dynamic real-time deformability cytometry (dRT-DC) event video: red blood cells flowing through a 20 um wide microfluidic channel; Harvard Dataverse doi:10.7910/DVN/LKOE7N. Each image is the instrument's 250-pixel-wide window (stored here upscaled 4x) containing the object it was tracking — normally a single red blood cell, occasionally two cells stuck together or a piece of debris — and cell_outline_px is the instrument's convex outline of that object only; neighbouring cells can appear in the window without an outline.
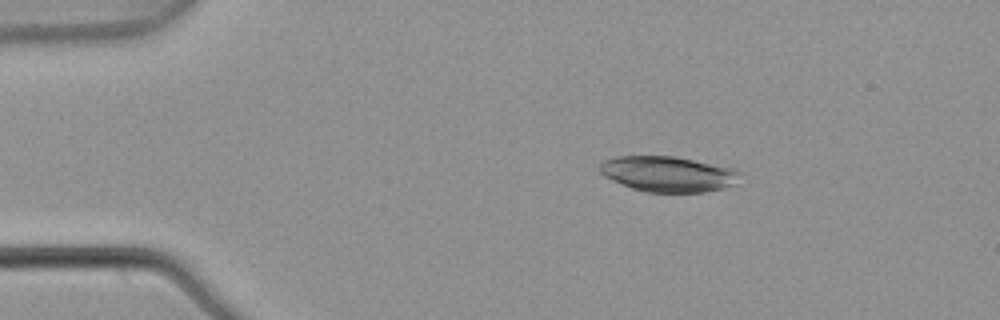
{"species": "common noctule bat (a hibernating species)", "species_latin": "Nyctalus noctula", "temperature_condition": "warm", "stored_images_in_passage": 4, "camera_frame_rate_fps": 3000, "um_per_image_px": 0.085, "animal": {"sex": "male", "body_mass_g": 21.5, "forearm_length_mm": 52.0}, "frame": {"image": 1, "passage_image": 2, "time_ms": 0.333, "image_size_px": [1000, 320], "cell_outline_px": [[740, 172], [736, 184], [724, 188], [704, 192], [644, 192], [632, 188], [604, 176], [600, 172], [600, 164], [604, 160], [616, 156], [676, 156], [736, 168]], "centroid_in_image_um": [56.82, 14.78], "position_along_channel_um": 28.2, "area_um2": 29.13}}
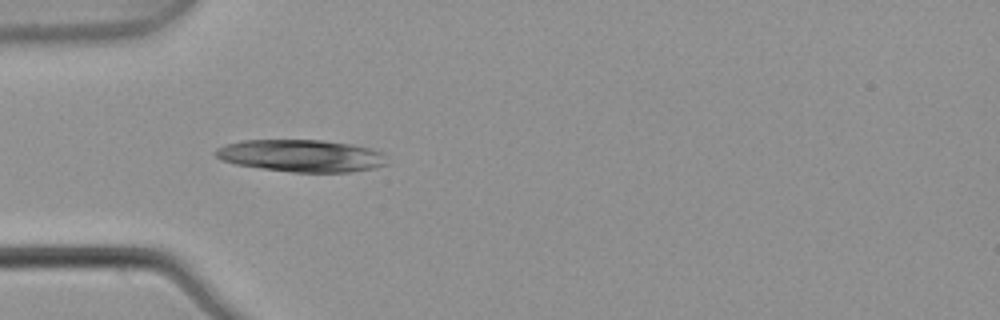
{"frame": {"image": 2, "passage_image": 4, "time_ms": 1.0, "image_size_px": [1000, 320], "cell_outline_px": [[388, 164], [376, 168], [352, 172], [292, 172], [236, 164], [220, 160], [212, 152], [216, 148], [224, 144], [244, 140], [324, 140], [352, 144], [384, 152]], "centroid_in_image_um": [25.63, 13.23], "position_along_channel_um": 59.4, "area_um2": 32.43}}